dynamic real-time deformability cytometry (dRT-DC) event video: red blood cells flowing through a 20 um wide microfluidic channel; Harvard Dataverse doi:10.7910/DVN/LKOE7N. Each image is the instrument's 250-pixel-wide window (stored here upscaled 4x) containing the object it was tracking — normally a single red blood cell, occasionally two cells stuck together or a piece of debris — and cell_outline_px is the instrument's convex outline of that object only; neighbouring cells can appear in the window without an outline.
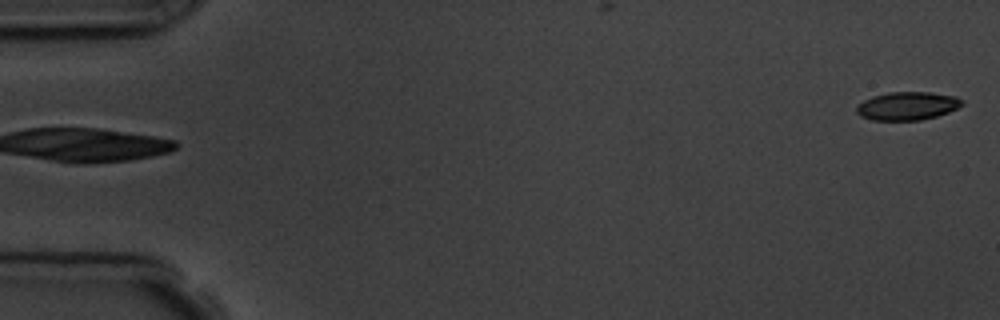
{"species": "common noctule bat (a hibernating species)", "species_latin": "Nyctalus noctula", "temperature_condition": "room temperature", "stored_images_in_passage": 5, "segment_of_instrument_passage": [2, 2], "camera_frame_rate_fps": 3000, "um_per_image_px": 0.085, "animal": {"sex": "male", "body_mass_g": 19.5, "forearm_length_mm": 54.6}, "frame": {"image": 1, "passage_image": 5, "time_ms": 5.667, "image_size_px": [1000, 320], "cell_outline_px": [[964, 104], [948, 112], [936, 116], [920, 120], [872, 120], [860, 116], [856, 112], [856, 108], [864, 100], [872, 96], [888, 92], [928, 92], [956, 96], [964, 100]], "centroid_in_image_um": [77.13, 9.0], "position_along_channel_um": 7.9, "area_um2": 17.34}}